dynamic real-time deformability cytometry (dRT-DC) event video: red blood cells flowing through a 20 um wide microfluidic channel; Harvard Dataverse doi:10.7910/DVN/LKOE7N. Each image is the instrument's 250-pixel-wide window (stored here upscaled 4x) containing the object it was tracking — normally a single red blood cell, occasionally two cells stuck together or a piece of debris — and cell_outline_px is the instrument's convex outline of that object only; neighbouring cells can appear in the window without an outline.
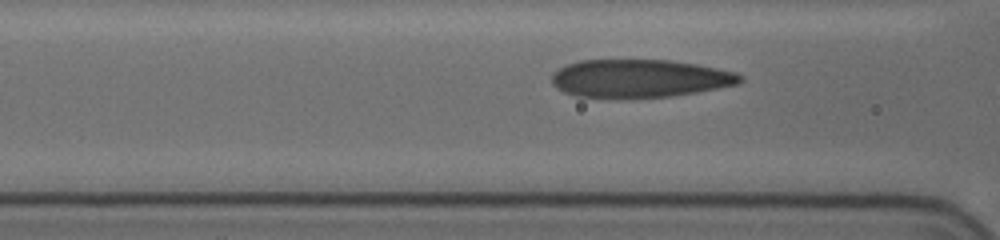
{"species": "human", "species_latin": "Homo sapiens", "temperature_condition": "cold", "stored_images_in_passage": 30, "camera_frame_rate_fps": 3000, "um_per_image_px": 0.085, "donor": {"sex": "female"}, "frame": {"image": 1, "passage_image": 7, "time_ms": 2.0, "image_size_px": [1000, 240], "cell_outline_px": [[744, 80], [736, 84], [696, 92], [668, 96], [576, 96], [564, 92], [556, 88], [552, 84], [552, 72], [568, 64], [580, 60], [668, 60], [696, 64], [736, 72], [744, 76]], "centroid_in_image_um": [54.37, 6.64], "position_along_channel_um": 112.2, "area_um2": 40.98}}
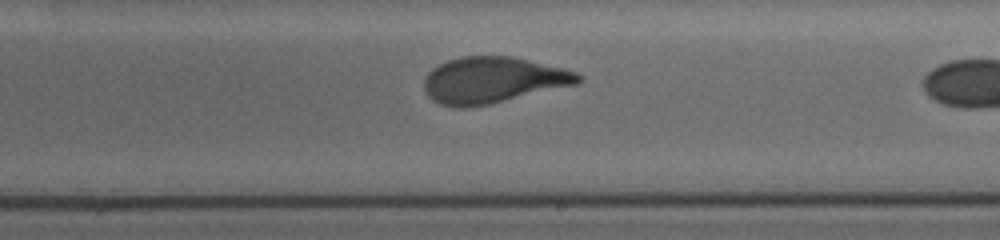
{"frame": {"image": 2, "passage_image": 18, "time_ms": 5.667, "image_size_px": [1000, 240], "cell_outline_px": [[584, 76], [576, 84], [488, 104], [464, 108], [456, 108], [440, 104], [432, 100], [428, 96], [424, 88], [424, 80], [428, 72], [432, 68], [448, 60], [460, 56], [512, 56], [564, 68], [576, 72]], "centroid_in_image_um": [41.87, 6.8], "position_along_channel_um": 247.1, "area_um2": 41.33}}
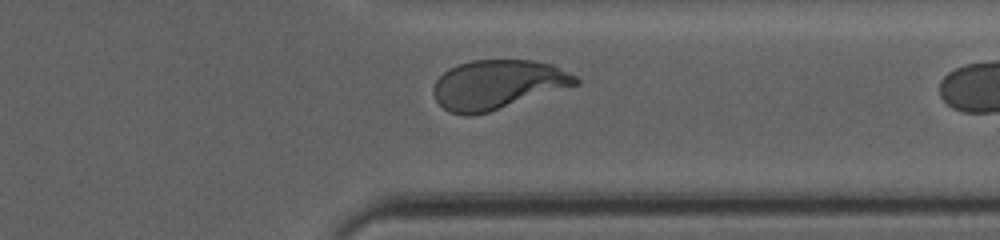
{"frame": {"image": 3, "passage_image": 28, "time_ms": 9.0, "image_size_px": [1000, 240], "cell_outline_px": [[580, 84], [488, 112], [472, 116], [464, 116], [448, 112], [436, 100], [432, 92], [432, 88], [436, 80], [448, 68], [472, 60], [532, 60], [552, 64], [576, 76], [580, 80]], "centroid_in_image_um": [42.28, 7.19], "position_along_channel_um": 369.1, "area_um2": 40.86}}